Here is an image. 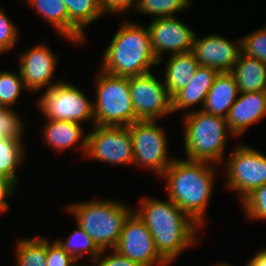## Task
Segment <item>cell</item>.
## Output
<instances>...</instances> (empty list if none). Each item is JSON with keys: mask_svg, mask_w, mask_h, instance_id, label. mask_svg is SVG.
Wrapping results in <instances>:
<instances>
[{"mask_svg": "<svg viewBox=\"0 0 266 266\" xmlns=\"http://www.w3.org/2000/svg\"><path fill=\"white\" fill-rule=\"evenodd\" d=\"M68 11V38L76 44L84 42L85 28L104 16L99 0H63Z\"/></svg>", "mask_w": 266, "mask_h": 266, "instance_id": "d6986e66", "label": "cell"}, {"mask_svg": "<svg viewBox=\"0 0 266 266\" xmlns=\"http://www.w3.org/2000/svg\"><path fill=\"white\" fill-rule=\"evenodd\" d=\"M47 266H73L77 261L68 254L58 243H50L47 239Z\"/></svg>", "mask_w": 266, "mask_h": 266, "instance_id": "d6a6232c", "label": "cell"}, {"mask_svg": "<svg viewBox=\"0 0 266 266\" xmlns=\"http://www.w3.org/2000/svg\"><path fill=\"white\" fill-rule=\"evenodd\" d=\"M231 151L225 161V185L238 192L242 201L254 189L266 184V155L247 145H238Z\"/></svg>", "mask_w": 266, "mask_h": 266, "instance_id": "9c48e42d", "label": "cell"}, {"mask_svg": "<svg viewBox=\"0 0 266 266\" xmlns=\"http://www.w3.org/2000/svg\"><path fill=\"white\" fill-rule=\"evenodd\" d=\"M184 149L187 160L223 164L229 130L226 118L205 113L200 108L184 116Z\"/></svg>", "mask_w": 266, "mask_h": 266, "instance_id": "5b68a950", "label": "cell"}, {"mask_svg": "<svg viewBox=\"0 0 266 266\" xmlns=\"http://www.w3.org/2000/svg\"><path fill=\"white\" fill-rule=\"evenodd\" d=\"M100 6L104 12V15L106 14H118V13H124L127 11L136 9L138 0H99ZM129 9V10H128Z\"/></svg>", "mask_w": 266, "mask_h": 266, "instance_id": "e575fe53", "label": "cell"}, {"mask_svg": "<svg viewBox=\"0 0 266 266\" xmlns=\"http://www.w3.org/2000/svg\"><path fill=\"white\" fill-rule=\"evenodd\" d=\"M95 83L94 125L129 126L139 121L132 105L129 77L111 75L100 69Z\"/></svg>", "mask_w": 266, "mask_h": 266, "instance_id": "8992f818", "label": "cell"}, {"mask_svg": "<svg viewBox=\"0 0 266 266\" xmlns=\"http://www.w3.org/2000/svg\"><path fill=\"white\" fill-rule=\"evenodd\" d=\"M231 73L239 93L266 91V64L259 59L240 53Z\"/></svg>", "mask_w": 266, "mask_h": 266, "instance_id": "44dd1931", "label": "cell"}, {"mask_svg": "<svg viewBox=\"0 0 266 266\" xmlns=\"http://www.w3.org/2000/svg\"><path fill=\"white\" fill-rule=\"evenodd\" d=\"M17 185L8 177L0 175V214L8 211L9 204L5 200L14 195Z\"/></svg>", "mask_w": 266, "mask_h": 266, "instance_id": "d590c367", "label": "cell"}, {"mask_svg": "<svg viewBox=\"0 0 266 266\" xmlns=\"http://www.w3.org/2000/svg\"><path fill=\"white\" fill-rule=\"evenodd\" d=\"M58 57L46 44H35L25 53L20 55L19 71L24 86L30 92L58 84L60 81L51 82L54 77Z\"/></svg>", "mask_w": 266, "mask_h": 266, "instance_id": "5bb4252c", "label": "cell"}, {"mask_svg": "<svg viewBox=\"0 0 266 266\" xmlns=\"http://www.w3.org/2000/svg\"><path fill=\"white\" fill-rule=\"evenodd\" d=\"M133 210L146 224L159 254L170 264L197 242V225L170 199L144 197Z\"/></svg>", "mask_w": 266, "mask_h": 266, "instance_id": "6da1fadb", "label": "cell"}, {"mask_svg": "<svg viewBox=\"0 0 266 266\" xmlns=\"http://www.w3.org/2000/svg\"><path fill=\"white\" fill-rule=\"evenodd\" d=\"M174 158L165 170L166 193L186 215L201 228L205 224L206 211L212 194L217 164Z\"/></svg>", "mask_w": 266, "mask_h": 266, "instance_id": "7a4b0ae2", "label": "cell"}, {"mask_svg": "<svg viewBox=\"0 0 266 266\" xmlns=\"http://www.w3.org/2000/svg\"><path fill=\"white\" fill-rule=\"evenodd\" d=\"M92 128L93 131L87 134L85 156L115 165H133V145L128 126L94 125Z\"/></svg>", "mask_w": 266, "mask_h": 266, "instance_id": "30bf717a", "label": "cell"}, {"mask_svg": "<svg viewBox=\"0 0 266 266\" xmlns=\"http://www.w3.org/2000/svg\"><path fill=\"white\" fill-rule=\"evenodd\" d=\"M27 3L37 10V13L48 22L59 35L68 38V11L63 0H27Z\"/></svg>", "mask_w": 266, "mask_h": 266, "instance_id": "603a6c76", "label": "cell"}, {"mask_svg": "<svg viewBox=\"0 0 266 266\" xmlns=\"http://www.w3.org/2000/svg\"><path fill=\"white\" fill-rule=\"evenodd\" d=\"M47 239L23 238L17 241L15 260L17 266H47Z\"/></svg>", "mask_w": 266, "mask_h": 266, "instance_id": "cb8c5ba5", "label": "cell"}, {"mask_svg": "<svg viewBox=\"0 0 266 266\" xmlns=\"http://www.w3.org/2000/svg\"><path fill=\"white\" fill-rule=\"evenodd\" d=\"M219 71L206 66H198L191 81L172 97V112L186 109L194 104L203 106L207 93L215 81Z\"/></svg>", "mask_w": 266, "mask_h": 266, "instance_id": "e0dca14e", "label": "cell"}, {"mask_svg": "<svg viewBox=\"0 0 266 266\" xmlns=\"http://www.w3.org/2000/svg\"><path fill=\"white\" fill-rule=\"evenodd\" d=\"M215 266H232V265H230V264H228V263H217V265H215Z\"/></svg>", "mask_w": 266, "mask_h": 266, "instance_id": "74e56055", "label": "cell"}, {"mask_svg": "<svg viewBox=\"0 0 266 266\" xmlns=\"http://www.w3.org/2000/svg\"><path fill=\"white\" fill-rule=\"evenodd\" d=\"M21 89L26 88L20 71L18 74L11 71L0 72V106L2 108L12 109L21 94Z\"/></svg>", "mask_w": 266, "mask_h": 266, "instance_id": "83f0119b", "label": "cell"}, {"mask_svg": "<svg viewBox=\"0 0 266 266\" xmlns=\"http://www.w3.org/2000/svg\"><path fill=\"white\" fill-rule=\"evenodd\" d=\"M38 108L47 120L84 123L93 120V102L72 83L60 81L46 89L38 100Z\"/></svg>", "mask_w": 266, "mask_h": 266, "instance_id": "52a82bcc", "label": "cell"}, {"mask_svg": "<svg viewBox=\"0 0 266 266\" xmlns=\"http://www.w3.org/2000/svg\"><path fill=\"white\" fill-rule=\"evenodd\" d=\"M43 136L47 144L56 151H65L75 144H80L83 155L86 153L87 134L84 135L82 124L73 121L48 120L43 129Z\"/></svg>", "mask_w": 266, "mask_h": 266, "instance_id": "ffe728a7", "label": "cell"}, {"mask_svg": "<svg viewBox=\"0 0 266 266\" xmlns=\"http://www.w3.org/2000/svg\"><path fill=\"white\" fill-rule=\"evenodd\" d=\"M245 266H266V248L259 250Z\"/></svg>", "mask_w": 266, "mask_h": 266, "instance_id": "8d00e7d4", "label": "cell"}, {"mask_svg": "<svg viewBox=\"0 0 266 266\" xmlns=\"http://www.w3.org/2000/svg\"><path fill=\"white\" fill-rule=\"evenodd\" d=\"M266 116V91L239 93L231 106L226 122L234 137Z\"/></svg>", "mask_w": 266, "mask_h": 266, "instance_id": "2e32d148", "label": "cell"}, {"mask_svg": "<svg viewBox=\"0 0 266 266\" xmlns=\"http://www.w3.org/2000/svg\"><path fill=\"white\" fill-rule=\"evenodd\" d=\"M56 241L76 261L85 255V253H88L91 259L89 261L93 262L101 253V250L96 246L92 238L78 225L66 241L61 239Z\"/></svg>", "mask_w": 266, "mask_h": 266, "instance_id": "484cf974", "label": "cell"}, {"mask_svg": "<svg viewBox=\"0 0 266 266\" xmlns=\"http://www.w3.org/2000/svg\"><path fill=\"white\" fill-rule=\"evenodd\" d=\"M239 90L231 72H219L207 93L203 111L226 118L231 106L237 100Z\"/></svg>", "mask_w": 266, "mask_h": 266, "instance_id": "ac0fdd59", "label": "cell"}, {"mask_svg": "<svg viewBox=\"0 0 266 266\" xmlns=\"http://www.w3.org/2000/svg\"><path fill=\"white\" fill-rule=\"evenodd\" d=\"M129 88L135 116L139 121L157 120L172 112V97L152 72L129 77Z\"/></svg>", "mask_w": 266, "mask_h": 266, "instance_id": "8fae6325", "label": "cell"}, {"mask_svg": "<svg viewBox=\"0 0 266 266\" xmlns=\"http://www.w3.org/2000/svg\"><path fill=\"white\" fill-rule=\"evenodd\" d=\"M23 140L0 138V175L18 184L16 170L24 161L25 149Z\"/></svg>", "mask_w": 266, "mask_h": 266, "instance_id": "d4e9b609", "label": "cell"}, {"mask_svg": "<svg viewBox=\"0 0 266 266\" xmlns=\"http://www.w3.org/2000/svg\"><path fill=\"white\" fill-rule=\"evenodd\" d=\"M147 27L158 64L162 63L164 52L174 55L192 51L196 33L176 16L155 18Z\"/></svg>", "mask_w": 266, "mask_h": 266, "instance_id": "4fadbf2b", "label": "cell"}, {"mask_svg": "<svg viewBox=\"0 0 266 266\" xmlns=\"http://www.w3.org/2000/svg\"><path fill=\"white\" fill-rule=\"evenodd\" d=\"M24 123L14 109L0 111V138L22 140Z\"/></svg>", "mask_w": 266, "mask_h": 266, "instance_id": "4dcf8cb0", "label": "cell"}, {"mask_svg": "<svg viewBox=\"0 0 266 266\" xmlns=\"http://www.w3.org/2000/svg\"><path fill=\"white\" fill-rule=\"evenodd\" d=\"M198 66H206L219 72H231L241 53V39L231 42L221 34H210L194 38L191 51Z\"/></svg>", "mask_w": 266, "mask_h": 266, "instance_id": "9a60e30c", "label": "cell"}, {"mask_svg": "<svg viewBox=\"0 0 266 266\" xmlns=\"http://www.w3.org/2000/svg\"><path fill=\"white\" fill-rule=\"evenodd\" d=\"M191 0H138L135 11L153 15V19L172 17L174 14L184 11L190 6Z\"/></svg>", "mask_w": 266, "mask_h": 266, "instance_id": "4316f807", "label": "cell"}, {"mask_svg": "<svg viewBox=\"0 0 266 266\" xmlns=\"http://www.w3.org/2000/svg\"><path fill=\"white\" fill-rule=\"evenodd\" d=\"M101 70L115 76L132 77L157 66L148 27L123 21L103 54Z\"/></svg>", "mask_w": 266, "mask_h": 266, "instance_id": "3957f363", "label": "cell"}, {"mask_svg": "<svg viewBox=\"0 0 266 266\" xmlns=\"http://www.w3.org/2000/svg\"><path fill=\"white\" fill-rule=\"evenodd\" d=\"M112 199L74 202L66 210L100 250L115 249L124 223L134 209Z\"/></svg>", "mask_w": 266, "mask_h": 266, "instance_id": "277c9868", "label": "cell"}, {"mask_svg": "<svg viewBox=\"0 0 266 266\" xmlns=\"http://www.w3.org/2000/svg\"><path fill=\"white\" fill-rule=\"evenodd\" d=\"M245 215L251 219H266V184L254 189L242 201Z\"/></svg>", "mask_w": 266, "mask_h": 266, "instance_id": "f546056e", "label": "cell"}, {"mask_svg": "<svg viewBox=\"0 0 266 266\" xmlns=\"http://www.w3.org/2000/svg\"><path fill=\"white\" fill-rule=\"evenodd\" d=\"M197 67L198 62L192 52L169 56L163 80L171 97L191 81Z\"/></svg>", "mask_w": 266, "mask_h": 266, "instance_id": "7402d4cb", "label": "cell"}, {"mask_svg": "<svg viewBox=\"0 0 266 266\" xmlns=\"http://www.w3.org/2000/svg\"><path fill=\"white\" fill-rule=\"evenodd\" d=\"M131 134L133 165L151 169L160 177L174 159L168 158V139L156 120L136 121L128 126Z\"/></svg>", "mask_w": 266, "mask_h": 266, "instance_id": "ba28073f", "label": "cell"}, {"mask_svg": "<svg viewBox=\"0 0 266 266\" xmlns=\"http://www.w3.org/2000/svg\"><path fill=\"white\" fill-rule=\"evenodd\" d=\"M115 250L140 266H167L145 222L133 211L126 219Z\"/></svg>", "mask_w": 266, "mask_h": 266, "instance_id": "7c38bea8", "label": "cell"}, {"mask_svg": "<svg viewBox=\"0 0 266 266\" xmlns=\"http://www.w3.org/2000/svg\"><path fill=\"white\" fill-rule=\"evenodd\" d=\"M18 39V28L0 9V53L13 48Z\"/></svg>", "mask_w": 266, "mask_h": 266, "instance_id": "1f68e13d", "label": "cell"}, {"mask_svg": "<svg viewBox=\"0 0 266 266\" xmlns=\"http://www.w3.org/2000/svg\"><path fill=\"white\" fill-rule=\"evenodd\" d=\"M107 250H101L99 256L93 261L94 266H140L128 257L121 255L115 249H112L111 255L104 257Z\"/></svg>", "mask_w": 266, "mask_h": 266, "instance_id": "836d02e7", "label": "cell"}, {"mask_svg": "<svg viewBox=\"0 0 266 266\" xmlns=\"http://www.w3.org/2000/svg\"><path fill=\"white\" fill-rule=\"evenodd\" d=\"M241 53L266 64V25L241 38Z\"/></svg>", "mask_w": 266, "mask_h": 266, "instance_id": "f1b7e54d", "label": "cell"}]
</instances>
